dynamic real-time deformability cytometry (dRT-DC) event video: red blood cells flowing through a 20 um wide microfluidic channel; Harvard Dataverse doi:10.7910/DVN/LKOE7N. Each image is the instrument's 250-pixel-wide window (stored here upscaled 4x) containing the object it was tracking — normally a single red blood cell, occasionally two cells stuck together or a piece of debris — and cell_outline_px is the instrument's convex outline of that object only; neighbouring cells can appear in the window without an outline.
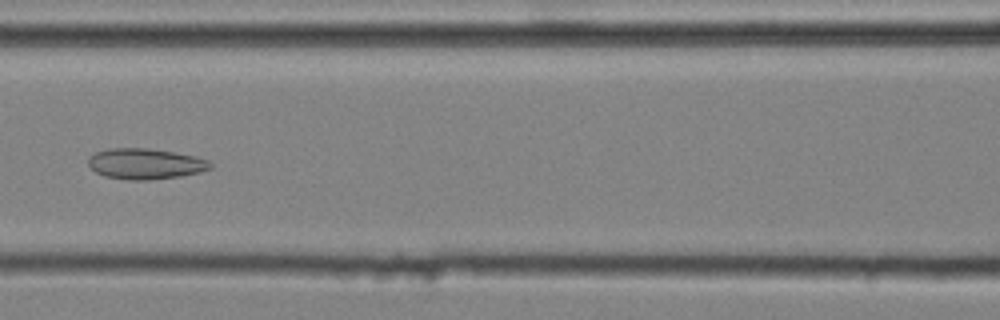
{"species": "common noctule bat (a hibernating species)", "species_latin": "Nyctalus noctula", "temperature_condition": "cold", "stored_images_in_passage": 44, "camera_frame_rate_fps": 3000, "um_per_image_px": 0.085, "animal": {"sex": "male", "body_mass_g": 20.4}, "frame": {"image": 1, "passage_image": 21, "time_ms": 6.667, "image_size_px": [1000, 320], "cell_outline_px": [[212, 168], [200, 172], [180, 176], [148, 180], [128, 180], [104, 176], [96, 172], [88, 164], [88, 156], [96, 152], [108, 148], [148, 148], [196, 156], [208, 160], [212, 164]], "centroid_in_image_um": [12.34, 13.92], "position_along_channel_um": 154.3, "area_um2": 21.91}}
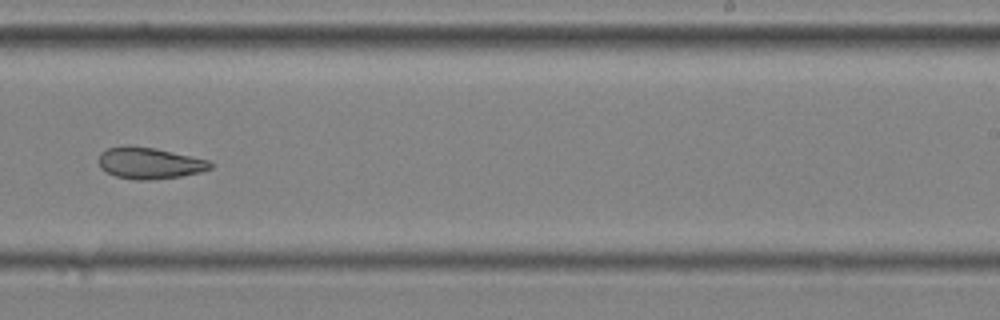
{"frame": {"image": 2, "passage_image": 30, "time_ms": 9.667, "image_size_px": [1000, 320], "cell_outline_px": [[212, 168], [200, 172], [180, 176], [148, 180], [136, 180], [116, 176], [100, 168], [100, 152], [108, 148], [128, 144], [156, 148], [208, 160], [212, 164]], "centroid_in_image_um": [12.69, 13.85], "position_along_channel_um": 276.3, "area_um2": 20.4}}
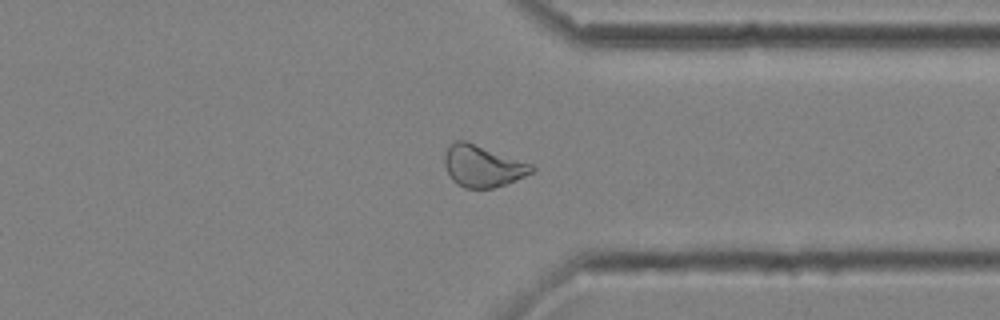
{"frame": {"image": 3, "passage_image": 37, "time_ms": 12.0, "image_size_px": [1000, 320], "cell_outline_px": [[536, 168], [532, 172], [516, 180], [492, 188], [464, 188], [456, 184], [452, 180], [444, 164], [444, 156], [448, 144], [456, 140], [464, 140], [532, 164]], "centroid_in_image_um": [40.99, 14.11], "position_along_channel_um": 370.4, "area_um2": 21.04}, "authors_computed_cell_mechanics": {"area_um2": 22.2241, "velocity_mm_per_s": 4.0768, "shape_relaxation_time_tau1_ms": null, "shape_relaxation_time_tau2_ms": 6.4382, "deformation_change_tau1": null, "deformation_change_tau2": 0.1171}}